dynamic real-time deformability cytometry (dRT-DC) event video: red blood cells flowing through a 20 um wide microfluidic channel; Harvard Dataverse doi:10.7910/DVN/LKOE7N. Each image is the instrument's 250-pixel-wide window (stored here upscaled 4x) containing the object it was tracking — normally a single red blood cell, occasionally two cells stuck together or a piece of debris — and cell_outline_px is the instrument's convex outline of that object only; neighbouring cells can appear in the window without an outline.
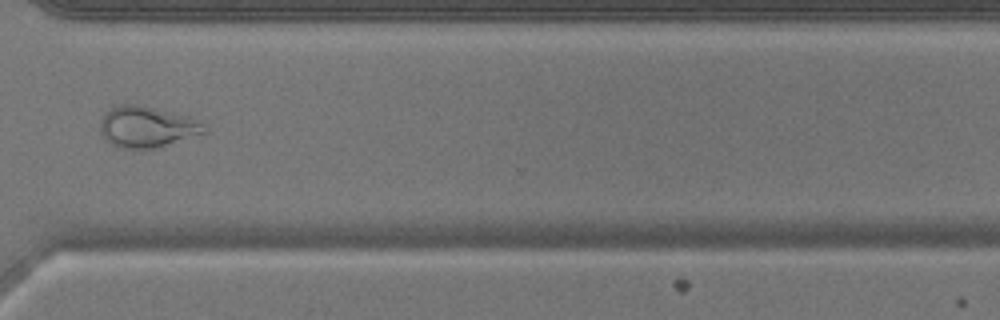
{"species": "common noctule bat (a hibernating species)", "species_latin": "Nyctalus noctula", "temperature_condition": "warm", "stored_images_in_passage": 43, "camera_frame_rate_fps": 3000, "um_per_image_px": 0.085, "animal": {"sex": "male", "body_mass_g": 17.9}, "frame": {"image": 1, "passage_image": 31, "time_ms": 10.0, "image_size_px": [1000, 320], "cell_outline_px": [[208, 132], [204, 136], [160, 148], [124, 148], [112, 144], [100, 132], [100, 120], [104, 112], [120, 104], [140, 104], [192, 116]], "centroid_in_image_um": [12.57, 10.79], "position_along_channel_um": 358.0, "area_um2": 25.61}}
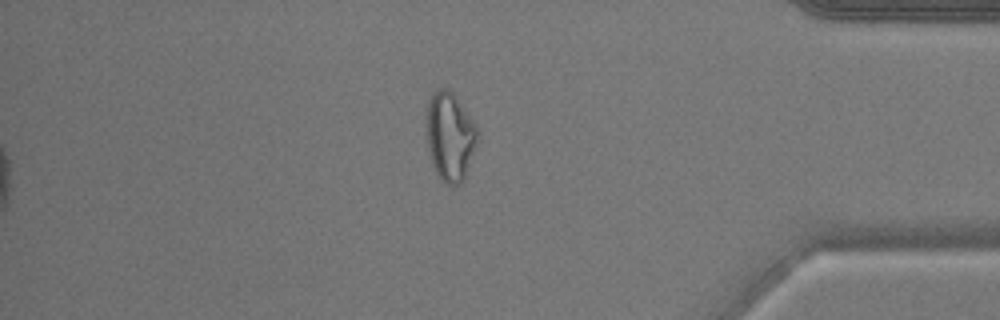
{"frame": {"image": 2, "passage_image": 36, "time_ms": 11.667, "image_size_px": [1000, 320], "cell_outline_px": [[480, 140], [464, 180], [460, 184], [448, 184], [436, 172], [432, 164], [428, 148], [424, 124], [424, 112], [428, 100], [432, 92], [436, 88], [448, 88], [452, 92], [476, 124], [480, 132]], "centroid_in_image_um": [38.25, 11.55], "position_along_channel_um": 397.0, "area_um2": 27.34}}
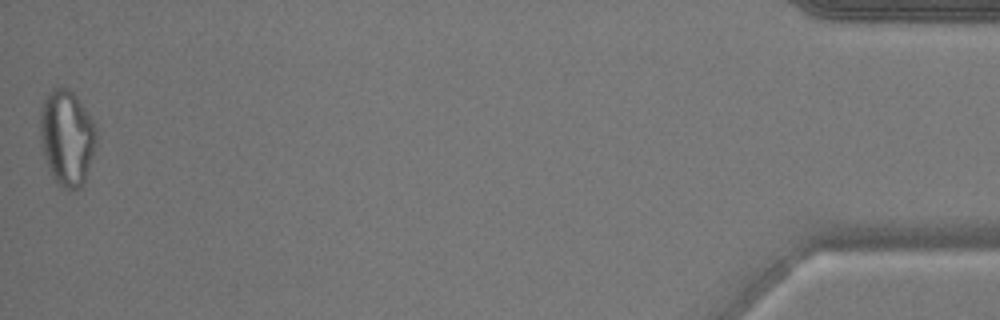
{"frame": {"image": 3, "passage_image": 43, "time_ms": 14.0, "image_size_px": [1000, 320], "cell_outline_px": [[96, 144], [84, 184], [80, 188], [64, 188], [56, 184], [52, 176], [40, 140], [40, 112], [44, 100], [48, 92], [52, 88], [68, 88], [76, 96], [92, 120], [96, 128]], "centroid_in_image_um": [5.69, 11.7], "position_along_channel_um": 429.5, "area_um2": 30.98}}